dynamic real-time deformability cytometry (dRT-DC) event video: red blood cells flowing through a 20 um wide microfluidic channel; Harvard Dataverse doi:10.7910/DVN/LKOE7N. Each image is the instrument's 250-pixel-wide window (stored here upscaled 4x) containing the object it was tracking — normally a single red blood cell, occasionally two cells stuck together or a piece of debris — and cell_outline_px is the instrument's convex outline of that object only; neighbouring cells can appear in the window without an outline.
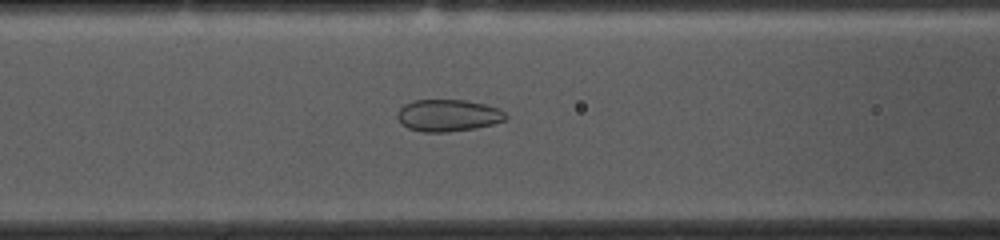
{"species": "common noctule bat (a hibernating species)", "species_latin": "Nyctalus noctula", "temperature_condition": "cold", "stored_images_in_passage": 53, "camera_frame_rate_fps": 3000, "um_per_image_px": 0.085, "animal": {"sex": "female", "body_mass_g": 10.0, "forearm_length_mm": 53.1}, "frame": {"image": 1, "passage_image": 20, "time_ms": 6.333, "image_size_px": [1000, 240], "cell_outline_px": [[508, 116], [504, 120], [492, 124], [476, 128], [448, 132], [424, 132], [408, 128], [396, 116], [396, 112], [404, 104], [412, 100], [464, 100], [484, 104], [500, 108]], "centroid_in_image_um": [38.08, 9.8], "position_along_channel_um": 128.5, "area_um2": 20.17}}
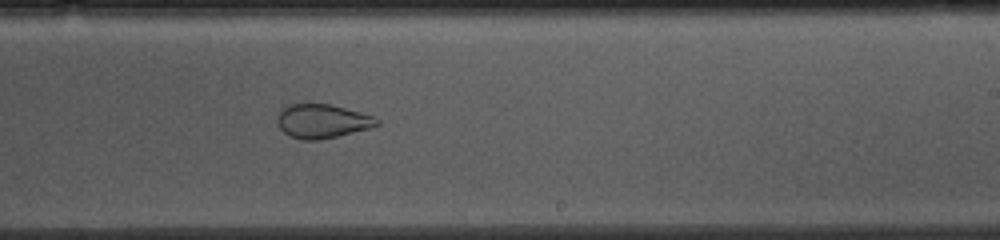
{"frame": {"image": 2, "passage_image": 31, "time_ms": 10.0, "image_size_px": [1000, 240], "cell_outline_px": [[380, 124], [368, 128], [336, 136], [316, 140], [304, 140], [288, 136], [280, 128], [276, 120], [276, 116], [288, 104], [308, 100], [332, 104], [360, 112], [372, 116], [380, 120]], "centroid_in_image_um": [27.33, 10.24], "position_along_channel_um": 261.7, "area_um2": 20.17}}
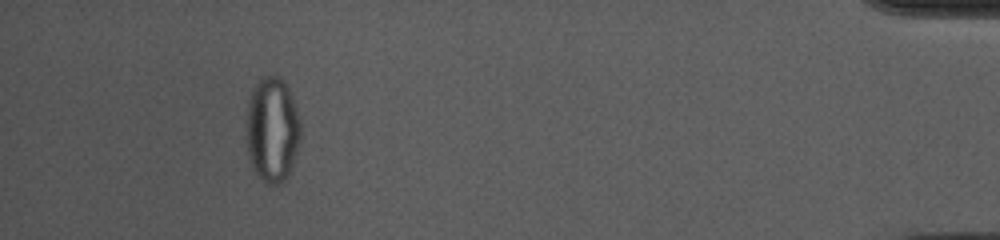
{"frame": {"image": 3, "passage_image": 49, "time_ms": 16.0, "image_size_px": [1000, 240], "cell_outline_px": [[300, 140], [288, 176], [280, 184], [264, 184], [256, 176], [252, 168], [248, 156], [244, 136], [248, 104], [252, 88], [264, 76], [276, 76], [284, 80], [292, 96], [300, 124]], "centroid_in_image_um": [23.09, 11.07], "position_along_channel_um": 412.1, "area_um2": 33.76}}